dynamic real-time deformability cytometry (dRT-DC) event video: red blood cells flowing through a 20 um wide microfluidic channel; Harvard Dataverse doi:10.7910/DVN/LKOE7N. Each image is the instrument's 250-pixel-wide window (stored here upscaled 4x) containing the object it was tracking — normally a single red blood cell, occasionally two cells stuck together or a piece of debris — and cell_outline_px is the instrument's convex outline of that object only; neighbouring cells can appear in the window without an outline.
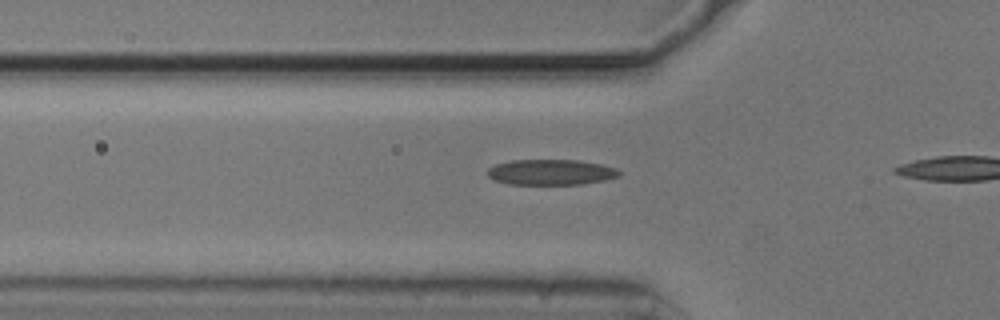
{"species": "common noctule bat (a hibernating species)", "species_latin": "Nyctalus noctula", "temperature_condition": "cold", "stored_images_in_passage": 4, "camera_frame_rate_fps": 3000, "um_per_image_px": 0.085, "animal": {"sex": "male", "body_mass_g": 20.5, "forearm_length_mm": 52.5}, "frame": {"image": 1, "passage_image": 2, "time_ms": 0.333, "image_size_px": [1000, 320], "cell_outline_px": [[620, 176], [604, 180], [584, 184], [508, 184], [492, 180], [488, 176], [488, 168], [496, 164], [512, 160], [576, 160], [600, 164], [616, 168], [620, 172]], "centroid_in_image_um": [46.81, 14.64], "position_along_channel_um": 79.0, "area_um2": 19.59}}